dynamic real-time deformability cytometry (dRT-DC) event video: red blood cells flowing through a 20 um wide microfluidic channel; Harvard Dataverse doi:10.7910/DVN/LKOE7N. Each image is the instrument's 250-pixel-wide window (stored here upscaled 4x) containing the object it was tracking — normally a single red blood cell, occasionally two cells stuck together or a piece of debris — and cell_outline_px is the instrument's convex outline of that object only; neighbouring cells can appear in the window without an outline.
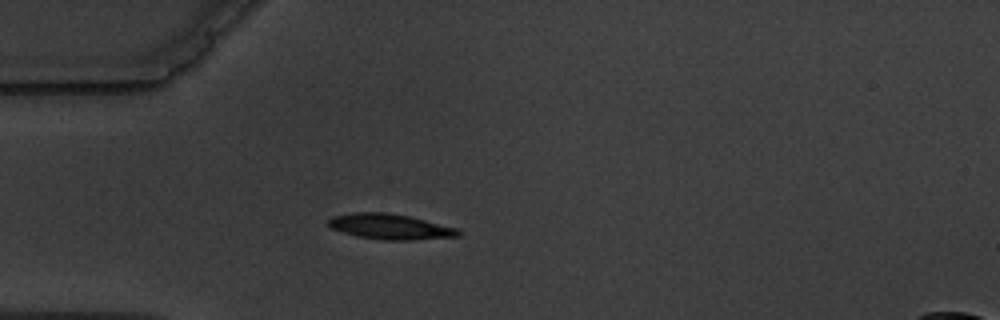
{"species": "common noctule bat (a hibernating species)", "species_latin": "Nyctalus noctula", "temperature_condition": "warm", "stored_images_in_passage": 1, "camera_frame_rate_fps": 3000, "um_per_image_px": 0.085, "animal": {"sex": "male", "body_mass_g": 19.5, "forearm_length_mm": 54.6}, "frame": {"image": 1, "passage_image": 1, "time_ms": 0.0, "image_size_px": [1000, 320], "cell_outline_px": [[460, 236], [412, 240], [384, 240], [356, 236], [332, 228], [328, 224], [328, 220], [332, 216], [356, 212], [388, 212], [408, 216], [456, 228], [460, 232]], "centroid_in_image_um": [33.14, 19.26], "position_along_channel_um": 51.9, "area_um2": 19.02}}